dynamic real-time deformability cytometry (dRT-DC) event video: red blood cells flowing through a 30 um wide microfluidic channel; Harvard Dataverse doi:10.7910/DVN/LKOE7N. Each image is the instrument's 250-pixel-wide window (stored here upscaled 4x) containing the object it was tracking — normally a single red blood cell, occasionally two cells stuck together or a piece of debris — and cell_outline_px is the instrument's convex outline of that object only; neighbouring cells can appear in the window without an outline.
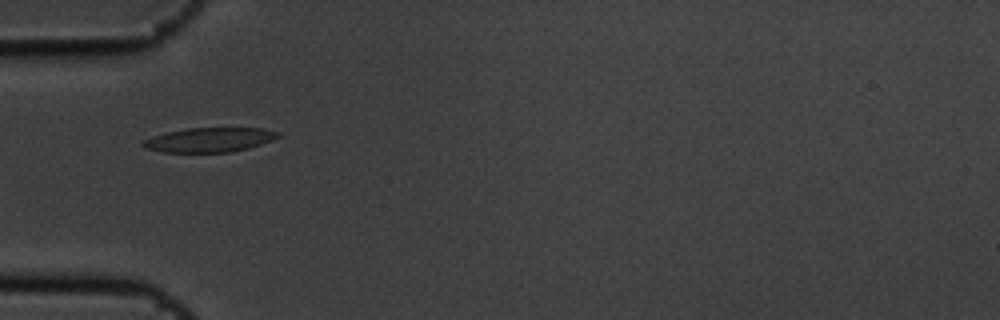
{"species": "common noctule bat (a hibernating species)", "species_latin": "Nyctalus noctula", "temperature_condition": "cold", "stored_images_in_passage": 13, "camera_frame_rate_fps": 3000, "um_per_image_px": 0.085, "animal": {"sex": "male", "body_mass_g": 19.5, "forearm_length_mm": 54.6}, "frame": {"image": 1, "passage_image": 5, "time_ms": 1.333, "image_size_px": [1000, 320], "cell_outline_px": [[280, 136], [272, 140], [248, 148], [228, 152], [164, 152], [144, 148], [140, 144], [144, 140], [152, 136], [168, 132], [188, 128], [260, 128], [280, 132]], "centroid_in_image_um": [17.78, 11.88], "position_along_channel_um": 67.2, "area_um2": 19.07}}
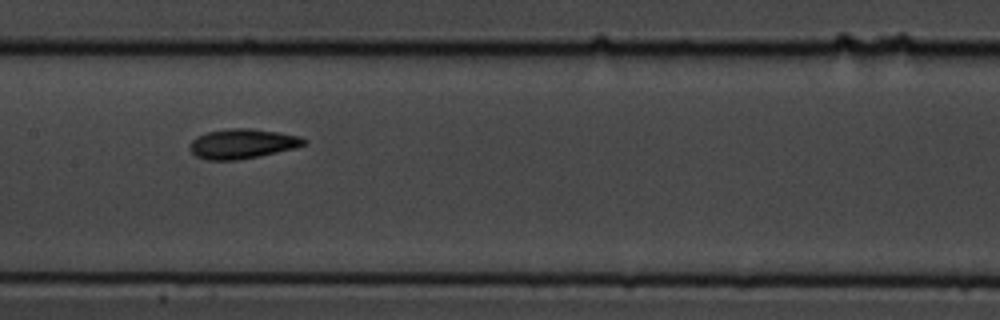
{"frame": {"image": 2, "passage_image": 8, "time_ms": 2.333, "image_size_px": [1000, 320], "cell_outline_px": [[308, 144], [296, 148], [260, 156], [236, 160], [204, 160], [196, 156], [188, 148], [188, 144], [196, 136], [208, 132], [228, 128], [252, 128], [300, 136], [308, 140]], "centroid_in_image_um": [20.6, 12.22], "position_along_channel_um": 186.8, "area_um2": 20.06}}
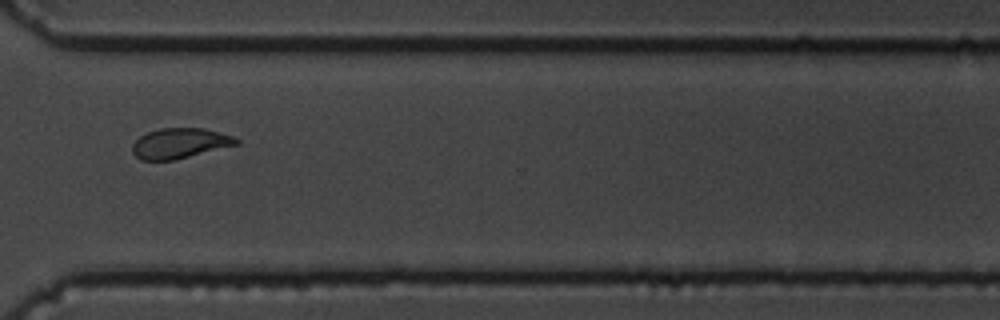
{"frame": {"image": 3, "passage_image": 12, "time_ms": 3.667, "image_size_px": [1000, 320], "cell_outline_px": [[240, 144], [176, 160], [140, 160], [132, 152], [132, 144], [140, 136], [148, 132], [160, 128], [204, 128], [220, 132], [232, 136], [240, 140]], "centroid_in_image_um": [15.3, 12.18], "position_along_channel_um": 355.3, "area_um2": 18.5}}